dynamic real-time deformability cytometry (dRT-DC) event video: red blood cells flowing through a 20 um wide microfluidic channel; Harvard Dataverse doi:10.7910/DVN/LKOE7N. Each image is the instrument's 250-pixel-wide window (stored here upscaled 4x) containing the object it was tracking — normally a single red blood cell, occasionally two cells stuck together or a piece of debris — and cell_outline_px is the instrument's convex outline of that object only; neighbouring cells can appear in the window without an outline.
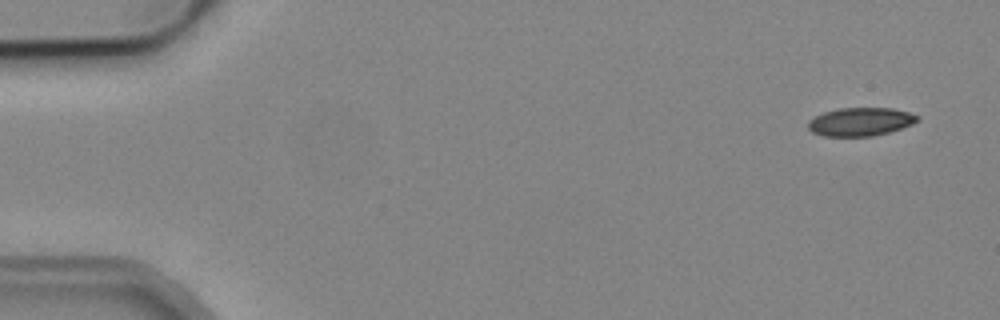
{"species": "common noctule bat (a hibernating species)", "species_latin": "Nyctalus noctula", "temperature_condition": "cold", "stored_images_in_passage": 6, "camera_frame_rate_fps": 3000, "um_per_image_px": 0.085, "animal": {"sex": "male", "body_mass_g": 19.2, "forearm_length_mm": 51.8}, "frame": {"image": 1, "passage_image": 1, "time_ms": 0.0, "image_size_px": [1000, 320], "cell_outline_px": [[920, 120], [912, 124], [888, 132], [872, 136], [824, 136], [812, 132], [808, 128], [808, 120], [824, 112], [840, 108], [892, 108], [908, 112], [920, 116]], "centroid_in_image_um": [73.14, 10.34], "position_along_channel_um": 11.9, "area_um2": 17.98}}
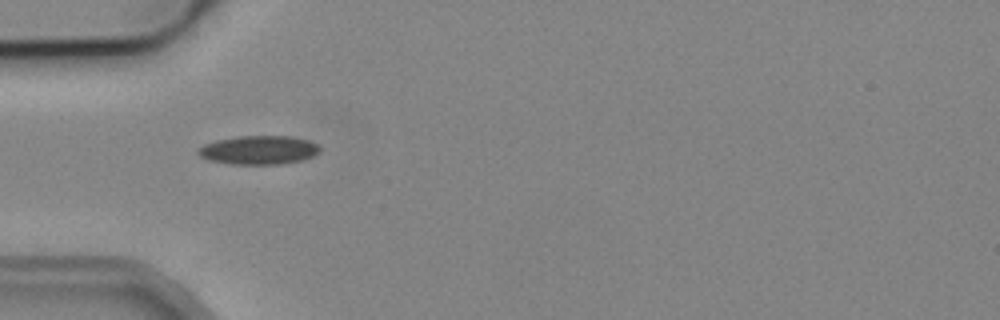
{"frame": {"image": 2, "passage_image": 5, "time_ms": 4.667, "image_size_px": [1000, 320], "cell_outline_px": [[320, 152], [312, 156], [300, 160], [284, 164], [232, 164], [208, 160], [200, 156], [196, 152], [196, 148], [204, 144], [216, 140], [236, 136], [292, 136], [308, 140], [320, 144]], "centroid_in_image_um": [21.98, 12.74], "position_along_channel_um": 63.0, "area_um2": 20.63}}